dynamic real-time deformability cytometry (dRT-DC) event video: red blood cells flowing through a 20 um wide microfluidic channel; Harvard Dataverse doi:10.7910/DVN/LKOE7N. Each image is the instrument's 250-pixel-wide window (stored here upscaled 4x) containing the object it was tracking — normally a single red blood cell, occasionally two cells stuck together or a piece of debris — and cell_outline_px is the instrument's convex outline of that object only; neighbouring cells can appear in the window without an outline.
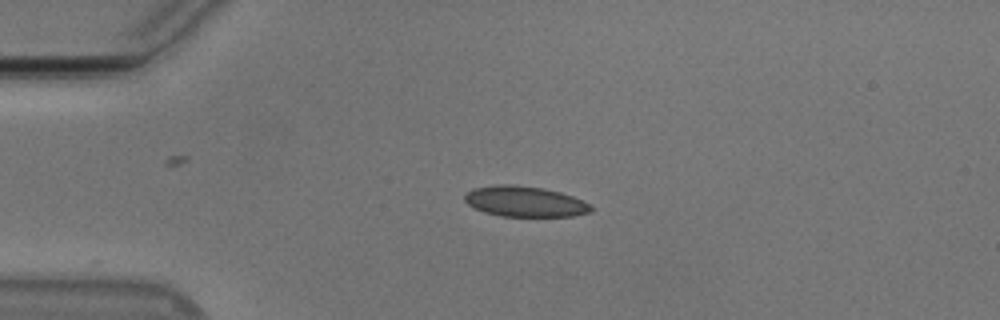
{"species": "Egyptian fruit bat (a non-hibernating species)", "species_latin": "Rousettus aegyptiacus", "temperature_condition": "cold", "stored_images_in_passage": 42, "camera_frame_rate_fps": 3000, "um_per_image_px": 0.085, "animal": {"sex": "male"}, "frame": {"image": 1, "passage_image": 1, "time_ms": 0.0, "image_size_px": [1000, 320], "cell_outline_px": [[592, 208], [588, 212], [572, 216], [500, 216], [484, 212], [472, 208], [464, 200], [464, 196], [472, 188], [496, 184], [508, 184], [540, 188], [560, 192], [572, 196], [588, 204]], "centroid_in_image_um": [44.53, 17.13], "position_along_channel_um": 40.5, "area_um2": 22.25}}
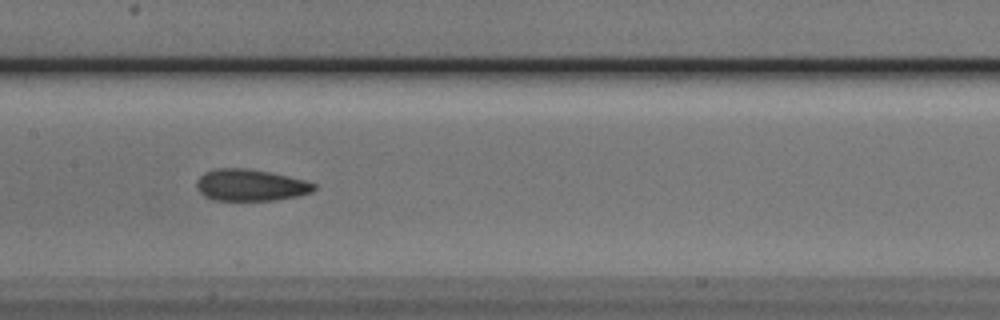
{"frame": {"image": 2, "passage_image": 15, "time_ms": 4.667, "image_size_px": [1000, 320], "cell_outline_px": [[316, 188], [312, 192], [300, 196], [276, 200], [212, 200], [204, 196], [196, 188], [196, 180], [204, 172], [212, 168], [248, 168], [272, 172], [304, 180], [316, 184]], "centroid_in_image_um": [21.28, 15.73], "position_along_channel_um": 186.1, "area_um2": 22.02}}
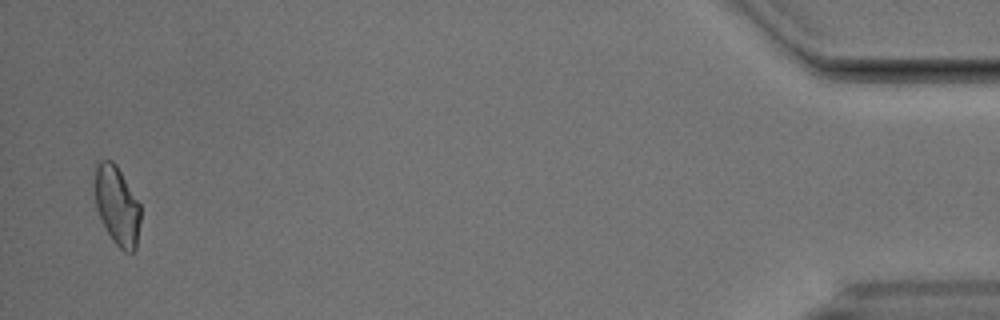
{"frame": {"image": 3, "passage_image": 41, "time_ms": 13.333, "image_size_px": [1000, 320], "cell_outline_px": [[140, 220], [136, 248], [132, 252], [124, 252], [112, 240], [96, 208], [96, 164], [100, 160], [112, 160], [116, 164], [140, 204]], "centroid_in_image_um": [9.97, 17.48], "position_along_channel_um": 425.2, "area_um2": 20.63}, "authors_computed_cell_mechanics": {"area_um2": 21.5883, "velocity_mm_per_s": 3.7605, "shape_relaxation_time_tau1_ms": 6.2874, "shape_relaxation_time_tau2_ms": 2.4625, "deformation_change_tau1": 0.1294, "deformation_change_tau2": 0.0761}}